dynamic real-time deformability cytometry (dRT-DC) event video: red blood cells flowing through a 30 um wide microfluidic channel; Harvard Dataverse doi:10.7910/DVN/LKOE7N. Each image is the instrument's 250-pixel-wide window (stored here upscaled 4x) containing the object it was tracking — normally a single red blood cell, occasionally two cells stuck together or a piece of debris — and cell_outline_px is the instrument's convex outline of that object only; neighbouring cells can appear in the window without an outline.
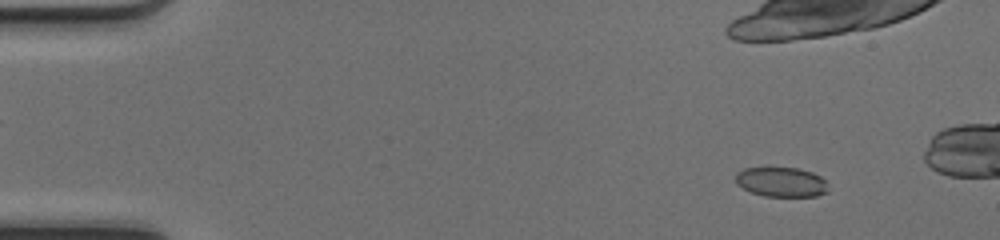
{"species": "common noctule bat (a hibernating species)", "species_latin": "Nyctalus noctula", "temperature_condition": "cold", "stored_images_in_passage": 17, "camera_frame_rate_fps": 3000, "um_per_image_px": 0.085, "animal": {"sex": "female", "body_mass_g": 17.0, "forearm_length_mm": 48.0}, "frame": {"image": 1, "passage_image": 6, "time_ms": 1.667, "image_size_px": [1000, 240], "cell_outline_px": [[828, 192], [816, 196], [764, 196], [752, 192], [736, 184], [736, 172], [744, 168], [800, 168], [812, 172], [820, 176], [824, 180]], "centroid_in_image_um": [66.4, 15.47], "position_along_channel_um": 18.6, "area_um2": 15.9}}